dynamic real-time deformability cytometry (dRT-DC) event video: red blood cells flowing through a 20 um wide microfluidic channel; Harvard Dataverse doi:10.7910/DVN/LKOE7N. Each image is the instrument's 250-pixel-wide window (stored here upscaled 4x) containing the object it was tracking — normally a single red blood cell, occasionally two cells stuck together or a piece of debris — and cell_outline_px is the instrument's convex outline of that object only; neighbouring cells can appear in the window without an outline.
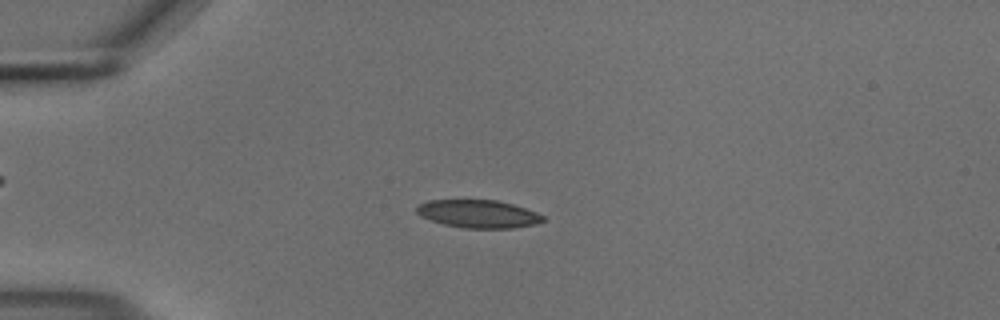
{"species": "common noctule bat (a hibernating species)", "species_latin": "Nyctalus noctula", "temperature_condition": "cold", "stored_images_in_passage": 55, "camera_frame_rate_fps": 3000, "um_per_image_px": 0.085, "animal": {"sex": "male", "body_mass_g": 18.8}, "frame": {"image": 1, "passage_image": 14, "time_ms": 4.333, "image_size_px": [1000, 320], "cell_outline_px": [[544, 220], [536, 224], [512, 228], [464, 228], [444, 224], [420, 216], [416, 212], [416, 208], [420, 204], [428, 200], [496, 200], [512, 204], [536, 212], [544, 216]], "centroid_in_image_um": [40.65, 18.18], "position_along_channel_um": 44.3, "area_um2": 20.4}}
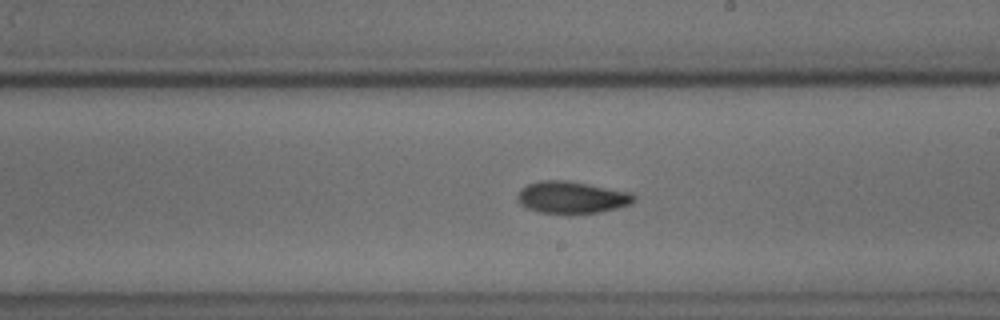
{"frame": {"image": 2, "passage_image": 32, "time_ms": 10.333, "image_size_px": [1000, 320], "cell_outline_px": [[636, 200], [632, 204], [600, 212], [540, 212], [528, 208], [520, 204], [516, 200], [516, 196], [520, 188], [528, 184], [540, 180], [568, 180], [632, 192], [636, 196]], "centroid_in_image_um": [48.61, 16.74], "position_along_channel_um": 240.4, "area_um2": 21.68}}
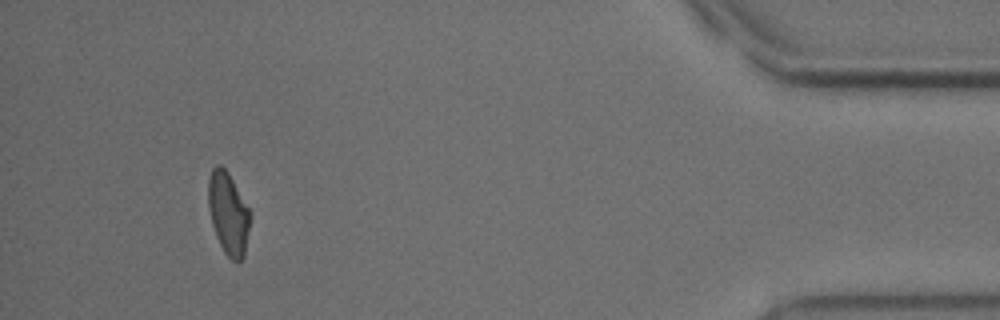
{"frame": {"image": 3, "passage_image": 51, "time_ms": 16.667, "image_size_px": [1000, 320], "cell_outline_px": [[252, 212], [244, 256], [236, 264], [224, 252], [216, 236], [212, 224], [208, 208], [208, 180], [212, 168], [216, 164], [220, 164], [228, 172]], "centroid_in_image_um": [19.41, 18.13], "position_along_channel_um": 415.8, "area_um2": 20.35}, "authors_computed_cell_mechanics": {"area_um2": 20.7502, "velocity_mm_per_s": 3.6988, "shape_relaxation_time_tau1_ms": 4.975, "shape_relaxation_time_tau2_ms": 4.853, "deformation_change_tau1": 0.1278, "deformation_change_tau2": 0.0977}}